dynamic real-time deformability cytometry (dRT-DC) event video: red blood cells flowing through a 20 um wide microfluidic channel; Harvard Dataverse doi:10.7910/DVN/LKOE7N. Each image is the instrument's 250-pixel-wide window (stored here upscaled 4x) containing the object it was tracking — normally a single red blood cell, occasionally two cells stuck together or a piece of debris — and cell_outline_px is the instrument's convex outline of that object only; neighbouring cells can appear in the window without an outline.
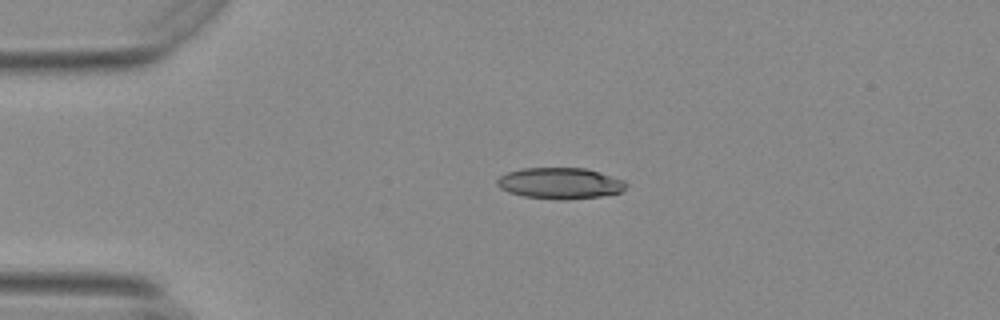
{"species": "Egyptian fruit bat (a non-hibernating species)", "species_latin": "Rousettus aegyptiacus", "temperature_condition": "warm", "stored_images_in_passage": 44, "camera_frame_rate_fps": 3000, "um_per_image_px": 0.085, "animal": {"sex": "female"}, "frame": {"image": 1, "passage_image": 1, "time_ms": 0.0, "image_size_px": [1000, 320], "cell_outline_px": [[628, 184], [620, 192], [600, 196], [564, 200], [524, 196], [508, 192], [500, 188], [496, 184], [496, 180], [500, 176], [508, 172], [524, 168], [584, 168], [600, 172], [624, 180]], "centroid_in_image_um": [47.59, 15.57], "position_along_channel_um": 37.4, "area_um2": 23.29}}
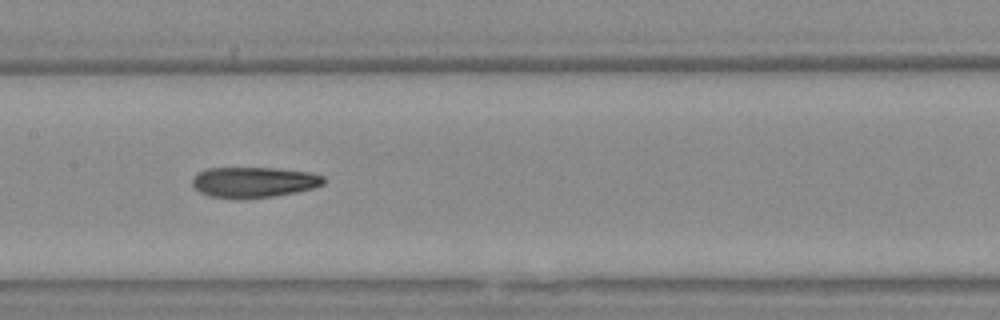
{"frame": {"image": 2, "passage_image": 16, "time_ms": 5.0, "image_size_px": [1000, 320], "cell_outline_px": [[324, 184], [312, 188], [296, 192], [272, 196], [240, 200], [208, 196], [200, 192], [192, 184], [192, 176], [208, 168], [276, 168], [308, 172], [324, 176]], "centroid_in_image_um": [21.54, 15.5], "position_along_channel_um": 185.9, "area_um2": 23.52}}
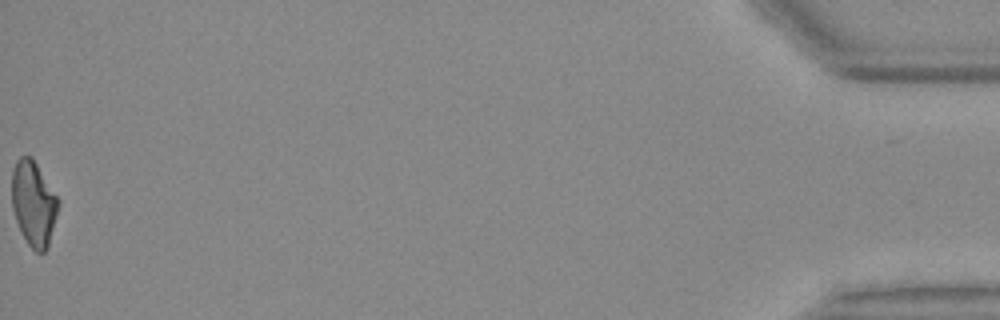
{"frame": {"image": 3, "passage_image": 44, "time_ms": 14.333, "image_size_px": [1000, 320], "cell_outline_px": [[60, 204], [48, 248], [44, 252], [36, 252], [28, 244], [20, 232], [12, 208], [12, 172], [16, 160], [20, 156], [32, 156], [60, 200]], "centroid_in_image_um": [2.87, 17.29], "position_along_channel_um": 432.3, "area_um2": 23.29}, "authors_computed_cell_mechanics": {"area_um2": 23.6402, "velocity_mm_per_s": 3.7166, "shape_relaxation_time_tau1_ms": null, "shape_relaxation_time_tau2_ms": 4.9621, "deformation_change_tau1": null, "deformation_change_tau2": 0.1189}}